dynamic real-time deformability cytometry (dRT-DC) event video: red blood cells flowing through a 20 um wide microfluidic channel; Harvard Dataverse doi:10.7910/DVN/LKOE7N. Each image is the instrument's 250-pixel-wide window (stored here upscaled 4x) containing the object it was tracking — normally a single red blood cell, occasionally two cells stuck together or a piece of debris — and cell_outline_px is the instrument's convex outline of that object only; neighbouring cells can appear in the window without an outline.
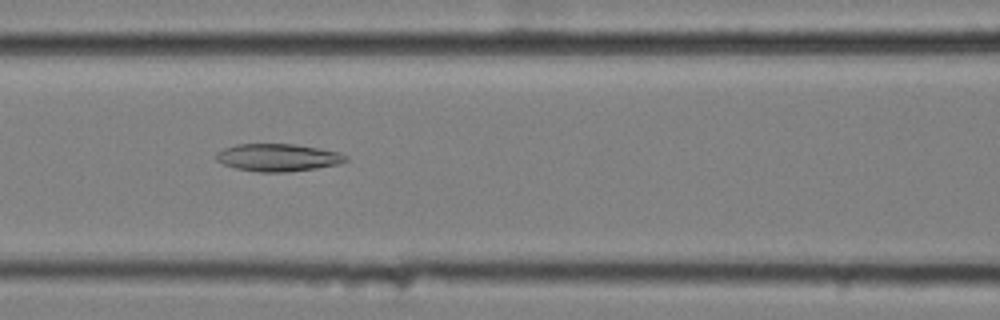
{"species": "common noctule bat (a hibernating species)", "species_latin": "Nyctalus noctula", "temperature_condition": "cold", "stored_images_in_passage": 58, "camera_frame_rate_fps": 3000, "um_per_image_px": 0.085, "animal": {"sex": "female", "body_mass_g": 25.1}, "frame": {"image": 1, "passage_image": 25, "time_ms": 8.0, "image_size_px": [1000, 320], "cell_outline_px": [[348, 160], [336, 164], [316, 168], [288, 172], [260, 172], [236, 168], [224, 164], [216, 160], [216, 152], [224, 148], [236, 144], [296, 144], [340, 152], [348, 156]], "centroid_in_image_um": [23.62, 13.38], "position_along_channel_um": 143.0, "area_um2": 20.75}}
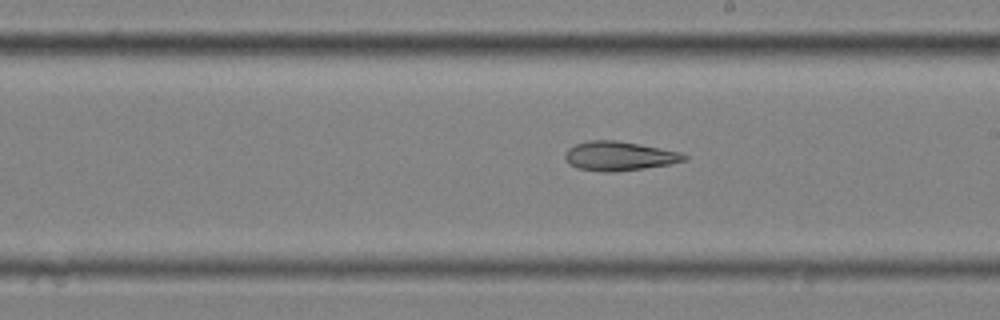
{"frame": {"image": 2, "passage_image": 33, "time_ms": 10.667, "image_size_px": [1000, 320], "cell_outline_px": [[688, 160], [668, 164], [644, 168], [608, 172], [604, 172], [576, 168], [568, 164], [564, 156], [564, 152], [568, 148], [576, 144], [588, 140], [616, 140], [640, 144], [680, 152], [688, 156]], "centroid_in_image_um": [52.59, 13.26], "position_along_channel_um": 236.4, "area_um2": 20.29}}
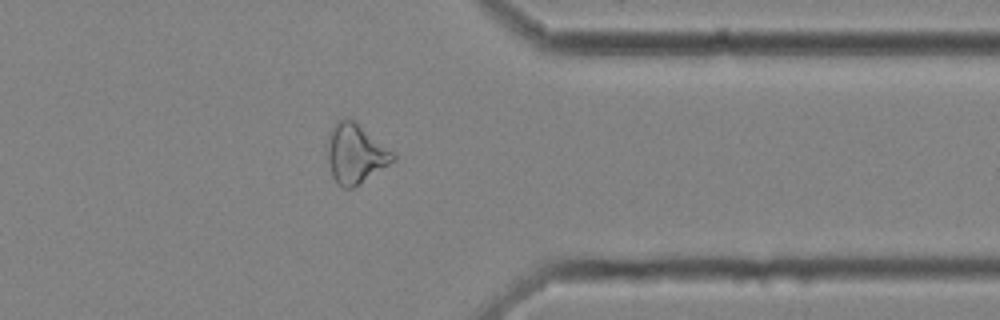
{"frame": {"image": 3, "passage_image": 46, "time_ms": 15.0, "image_size_px": [1000, 320], "cell_outline_px": [[396, 160], [352, 188], [340, 188], [336, 184], [332, 176], [328, 160], [328, 136], [332, 128], [340, 120], [348, 116], [356, 120], [396, 152]], "centroid_in_image_um": [30.25, 13.03], "position_along_channel_um": 381.1, "area_um2": 23.12}}